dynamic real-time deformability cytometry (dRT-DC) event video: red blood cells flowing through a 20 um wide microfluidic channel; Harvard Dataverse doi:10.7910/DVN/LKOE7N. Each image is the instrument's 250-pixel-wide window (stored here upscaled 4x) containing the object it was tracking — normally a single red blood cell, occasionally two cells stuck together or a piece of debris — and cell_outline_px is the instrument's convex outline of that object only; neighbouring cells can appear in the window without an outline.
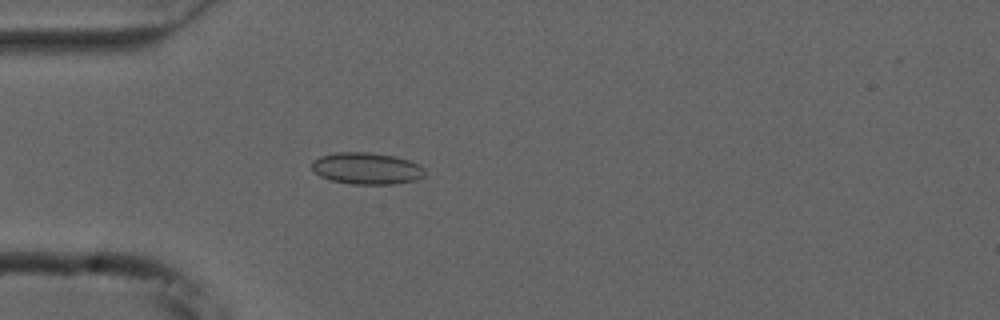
{"species": "common noctule bat (a hibernating species)", "species_latin": "Nyctalus noctula", "temperature_condition": "cold", "stored_images_in_passage": 54, "camera_frame_rate_fps": 3000, "um_per_image_px": 0.085, "animal": {"sex": "male", "forearm_length_mm": 52.5}, "frame": {"image": 1, "passage_image": 15, "time_ms": 4.667, "image_size_px": [1000, 320], "cell_outline_px": [[424, 176], [416, 180], [392, 184], [352, 184], [332, 180], [320, 176], [312, 168], [312, 160], [320, 156], [336, 152], [368, 152], [392, 156], [408, 160], [420, 164], [424, 168]], "centroid_in_image_um": [31.17, 14.31], "position_along_channel_um": 53.8, "area_um2": 20.81}}
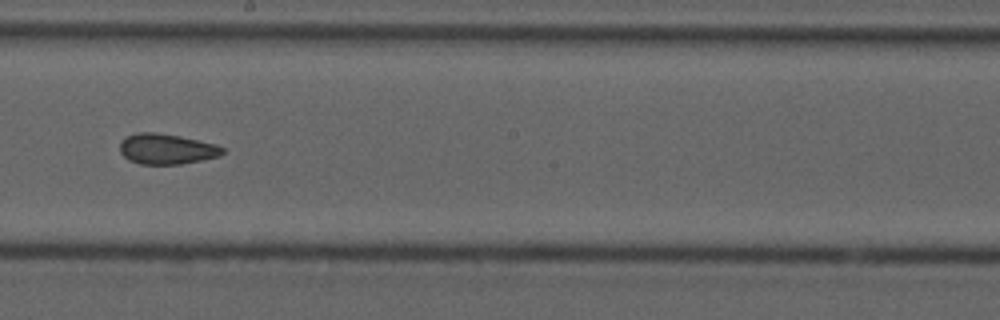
{"frame": {"image": 2, "passage_image": 30, "time_ms": 9.667, "image_size_px": [1000, 320], "cell_outline_px": [[224, 152], [220, 156], [180, 164], [140, 164], [128, 160], [120, 152], [120, 140], [128, 136], [140, 132], [152, 132], [180, 136], [216, 144], [224, 148]], "centroid_in_image_um": [14.15, 12.66], "position_along_channel_um": 234.0, "area_um2": 18.15}}
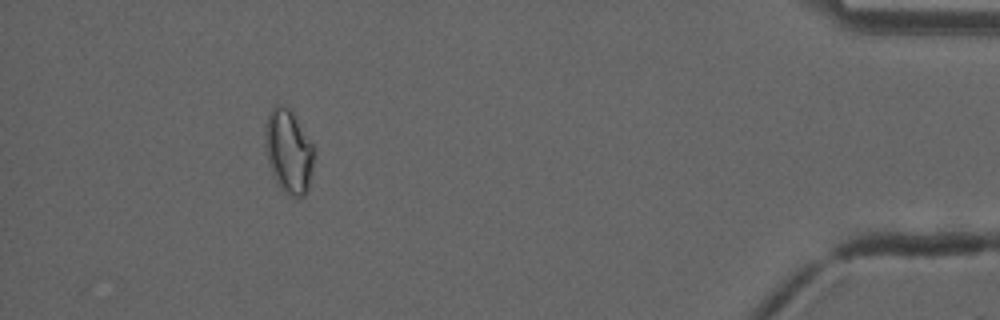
{"frame": {"image": 3, "passage_image": 49, "time_ms": 16.0, "image_size_px": [1000, 320], "cell_outline_px": [[312, 172], [308, 188], [304, 196], [292, 196], [284, 192], [276, 180], [268, 164], [264, 144], [264, 124], [268, 112], [276, 104], [280, 104], [288, 108], [292, 112], [312, 144]], "centroid_in_image_um": [24.48, 12.83], "position_along_channel_um": 410.7, "area_um2": 23.64}, "authors_computed_cell_mechanics": {"area_um2": 19.4786, "velocity_mm_per_s": 3.7506, "shape_relaxation_time_tau1_ms": null, "shape_relaxation_time_tau2_ms": 2.899, "deformation_change_tau1": null, "deformation_change_tau2": 0.0659}}